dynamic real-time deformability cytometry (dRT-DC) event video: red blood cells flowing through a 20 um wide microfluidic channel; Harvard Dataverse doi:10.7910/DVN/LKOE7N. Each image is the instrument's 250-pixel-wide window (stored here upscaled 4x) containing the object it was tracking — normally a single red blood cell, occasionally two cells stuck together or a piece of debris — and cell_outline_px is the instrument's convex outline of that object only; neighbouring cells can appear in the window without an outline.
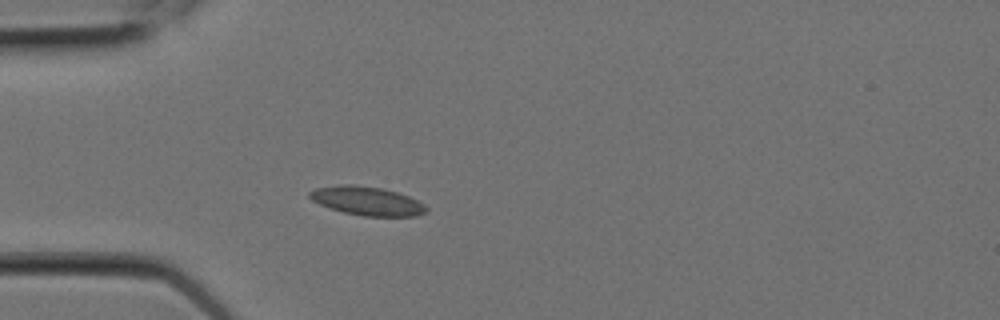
{"species": "Egyptian fruit bat (a non-hibernating species)", "species_latin": "Rousettus aegyptiacus", "temperature_condition": "room temperature", "stored_images_in_passage": 3, "camera_frame_rate_fps": 3000, "um_per_image_px": 0.085, "animal": {"sex": "female"}, "frame": {"image": 1, "passage_image": 3, "time_ms": 0.667, "image_size_px": [1000, 320], "cell_outline_px": [[428, 212], [416, 216], [364, 216], [344, 212], [320, 204], [312, 200], [308, 196], [308, 192], [316, 188], [340, 184], [352, 184], [380, 188], [396, 192], [408, 196], [424, 204], [428, 208]], "centroid_in_image_um": [31.21, 17.08], "position_along_channel_um": 53.8, "area_um2": 19.42}}